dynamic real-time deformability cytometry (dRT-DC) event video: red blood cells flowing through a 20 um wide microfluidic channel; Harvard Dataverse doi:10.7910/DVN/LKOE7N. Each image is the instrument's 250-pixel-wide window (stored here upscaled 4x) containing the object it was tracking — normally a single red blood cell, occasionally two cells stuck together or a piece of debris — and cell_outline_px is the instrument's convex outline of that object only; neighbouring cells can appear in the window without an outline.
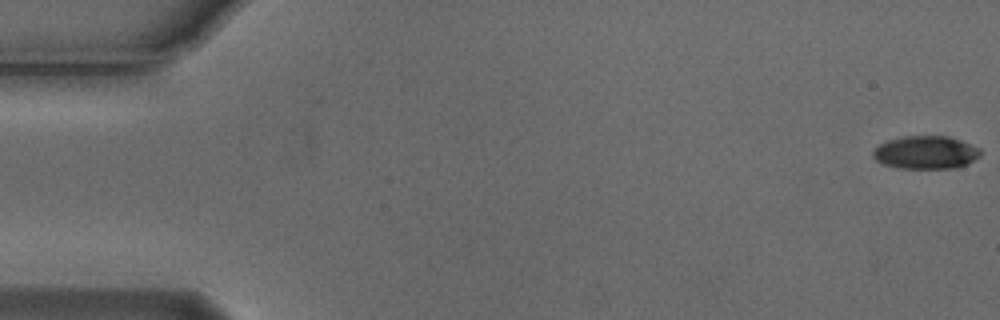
{"species": "Egyptian fruit bat (a non-hibernating species)", "species_latin": "Rousettus aegyptiacus", "temperature_condition": "cold", "stored_images_in_passage": 9, "camera_frame_rate_fps": 3000, "um_per_image_px": 0.085, "animal": {"sex": "male"}, "frame": {"image": 1, "passage_image": 1, "time_ms": 0.0, "image_size_px": [1000, 320], "cell_outline_px": [[980, 156], [968, 164], [956, 168], [896, 168], [884, 164], [876, 160], [872, 156], [872, 152], [880, 144], [888, 140], [904, 136], [948, 136], [960, 140], [980, 148]], "centroid_in_image_um": [78.7, 12.96], "position_along_channel_um": 6.3, "area_um2": 20.69}}
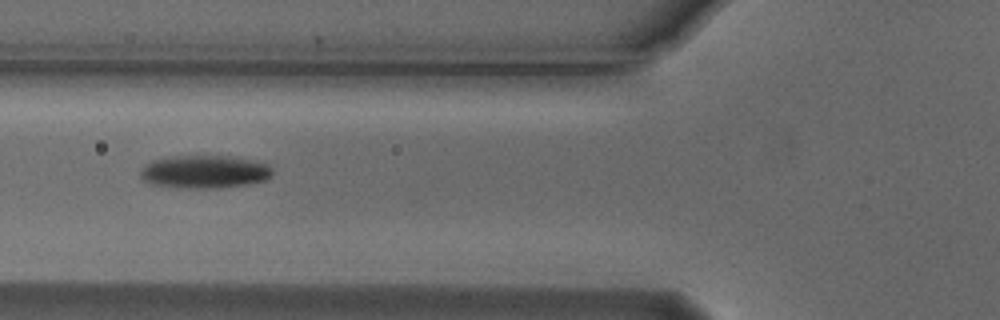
{"frame": {"image": 2, "passage_image": 6, "time_ms": 1.667, "image_size_px": [1000, 320], "cell_outline_px": [[272, 176], [264, 180], [244, 184], [216, 188], [184, 188], [152, 184], [144, 180], [140, 176], [140, 168], [144, 164], [152, 160], [176, 156], [236, 156], [264, 164], [272, 168]], "centroid_in_image_um": [17.33, 14.59], "position_along_channel_um": 108.5, "area_um2": 25.2}}
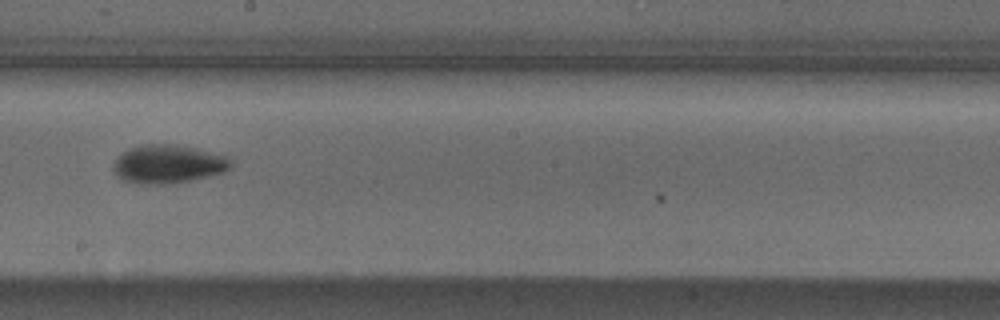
{"frame": {"image": 3, "passage_image": 9, "time_ms": 2.667, "image_size_px": [1000, 320], "cell_outline_px": [[232, 168], [224, 172], [192, 180], [160, 184], [140, 184], [120, 180], [116, 176], [112, 168], [112, 164], [128, 148], [140, 144], [176, 144], [196, 148], [228, 156], [232, 160]], "centroid_in_image_um": [14.29, 13.94], "position_along_channel_um": 233.9, "area_um2": 26.65}}